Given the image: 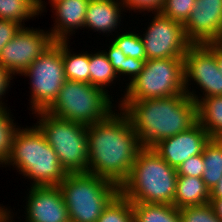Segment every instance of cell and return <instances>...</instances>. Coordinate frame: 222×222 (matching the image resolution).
<instances>
[{"label": "cell", "mask_w": 222, "mask_h": 222, "mask_svg": "<svg viewBox=\"0 0 222 222\" xmlns=\"http://www.w3.org/2000/svg\"><path fill=\"white\" fill-rule=\"evenodd\" d=\"M7 106H0V166L7 167L6 163L12 151L13 140L19 127L14 124V119ZM17 125V127H16ZM4 165V166H3Z\"/></svg>", "instance_id": "25"}, {"label": "cell", "mask_w": 222, "mask_h": 222, "mask_svg": "<svg viewBox=\"0 0 222 222\" xmlns=\"http://www.w3.org/2000/svg\"><path fill=\"white\" fill-rule=\"evenodd\" d=\"M27 127V128H26ZM19 128L6 163L30 179V186H58L67 176L54 149L34 124Z\"/></svg>", "instance_id": "3"}, {"label": "cell", "mask_w": 222, "mask_h": 222, "mask_svg": "<svg viewBox=\"0 0 222 222\" xmlns=\"http://www.w3.org/2000/svg\"><path fill=\"white\" fill-rule=\"evenodd\" d=\"M58 186L71 222H97L120 193L115 183L88 172L67 173Z\"/></svg>", "instance_id": "5"}, {"label": "cell", "mask_w": 222, "mask_h": 222, "mask_svg": "<svg viewBox=\"0 0 222 222\" xmlns=\"http://www.w3.org/2000/svg\"><path fill=\"white\" fill-rule=\"evenodd\" d=\"M108 47L109 50L107 49V51H102L107 56V59L110 61L118 77L128 76V79L131 80L135 75L137 65L130 58L125 56L122 50L118 48L112 41Z\"/></svg>", "instance_id": "28"}, {"label": "cell", "mask_w": 222, "mask_h": 222, "mask_svg": "<svg viewBox=\"0 0 222 222\" xmlns=\"http://www.w3.org/2000/svg\"><path fill=\"white\" fill-rule=\"evenodd\" d=\"M33 115L38 118L35 125L54 149L66 172H87V126L55 117L46 111L35 112Z\"/></svg>", "instance_id": "8"}, {"label": "cell", "mask_w": 222, "mask_h": 222, "mask_svg": "<svg viewBox=\"0 0 222 222\" xmlns=\"http://www.w3.org/2000/svg\"><path fill=\"white\" fill-rule=\"evenodd\" d=\"M205 45L215 54L219 71L222 74V42H210Z\"/></svg>", "instance_id": "35"}, {"label": "cell", "mask_w": 222, "mask_h": 222, "mask_svg": "<svg viewBox=\"0 0 222 222\" xmlns=\"http://www.w3.org/2000/svg\"><path fill=\"white\" fill-rule=\"evenodd\" d=\"M176 171L177 175L202 178L204 173V161L202 154H197L187 158L176 168Z\"/></svg>", "instance_id": "31"}, {"label": "cell", "mask_w": 222, "mask_h": 222, "mask_svg": "<svg viewBox=\"0 0 222 222\" xmlns=\"http://www.w3.org/2000/svg\"><path fill=\"white\" fill-rule=\"evenodd\" d=\"M196 105L200 125L211 139H222V96L201 98Z\"/></svg>", "instance_id": "19"}, {"label": "cell", "mask_w": 222, "mask_h": 222, "mask_svg": "<svg viewBox=\"0 0 222 222\" xmlns=\"http://www.w3.org/2000/svg\"><path fill=\"white\" fill-rule=\"evenodd\" d=\"M144 148L186 131L197 122L196 102L187 94L168 98L119 101Z\"/></svg>", "instance_id": "2"}, {"label": "cell", "mask_w": 222, "mask_h": 222, "mask_svg": "<svg viewBox=\"0 0 222 222\" xmlns=\"http://www.w3.org/2000/svg\"><path fill=\"white\" fill-rule=\"evenodd\" d=\"M120 101L168 98L186 94L184 59H148L137 65L134 77L126 84Z\"/></svg>", "instance_id": "6"}, {"label": "cell", "mask_w": 222, "mask_h": 222, "mask_svg": "<svg viewBox=\"0 0 222 222\" xmlns=\"http://www.w3.org/2000/svg\"><path fill=\"white\" fill-rule=\"evenodd\" d=\"M183 59L185 92L190 98L197 103L201 98L222 96V74L215 54L205 44H192ZM191 81L202 94L190 90Z\"/></svg>", "instance_id": "10"}, {"label": "cell", "mask_w": 222, "mask_h": 222, "mask_svg": "<svg viewBox=\"0 0 222 222\" xmlns=\"http://www.w3.org/2000/svg\"><path fill=\"white\" fill-rule=\"evenodd\" d=\"M179 212L181 222H221L210 203L183 207L179 209Z\"/></svg>", "instance_id": "29"}, {"label": "cell", "mask_w": 222, "mask_h": 222, "mask_svg": "<svg viewBox=\"0 0 222 222\" xmlns=\"http://www.w3.org/2000/svg\"><path fill=\"white\" fill-rule=\"evenodd\" d=\"M147 30L140 35L148 59L183 58L192 45L182 23L154 13Z\"/></svg>", "instance_id": "11"}, {"label": "cell", "mask_w": 222, "mask_h": 222, "mask_svg": "<svg viewBox=\"0 0 222 222\" xmlns=\"http://www.w3.org/2000/svg\"><path fill=\"white\" fill-rule=\"evenodd\" d=\"M89 70L90 84L102 88L105 92H109L106 88L114 83L118 78L116 71L103 51L97 53H89Z\"/></svg>", "instance_id": "24"}, {"label": "cell", "mask_w": 222, "mask_h": 222, "mask_svg": "<svg viewBox=\"0 0 222 222\" xmlns=\"http://www.w3.org/2000/svg\"><path fill=\"white\" fill-rule=\"evenodd\" d=\"M53 43L49 31L22 27L1 50L0 65L12 77L21 76Z\"/></svg>", "instance_id": "12"}, {"label": "cell", "mask_w": 222, "mask_h": 222, "mask_svg": "<svg viewBox=\"0 0 222 222\" xmlns=\"http://www.w3.org/2000/svg\"><path fill=\"white\" fill-rule=\"evenodd\" d=\"M164 3L165 0H122L124 9L126 8L127 11L135 12L137 10L136 12L139 11V13L152 11V14L160 13Z\"/></svg>", "instance_id": "32"}, {"label": "cell", "mask_w": 222, "mask_h": 222, "mask_svg": "<svg viewBox=\"0 0 222 222\" xmlns=\"http://www.w3.org/2000/svg\"><path fill=\"white\" fill-rule=\"evenodd\" d=\"M204 173L202 180L211 191L222 177V139H210L202 151Z\"/></svg>", "instance_id": "22"}, {"label": "cell", "mask_w": 222, "mask_h": 222, "mask_svg": "<svg viewBox=\"0 0 222 222\" xmlns=\"http://www.w3.org/2000/svg\"><path fill=\"white\" fill-rule=\"evenodd\" d=\"M27 194L26 222H69L68 209L59 186H30Z\"/></svg>", "instance_id": "14"}, {"label": "cell", "mask_w": 222, "mask_h": 222, "mask_svg": "<svg viewBox=\"0 0 222 222\" xmlns=\"http://www.w3.org/2000/svg\"><path fill=\"white\" fill-rule=\"evenodd\" d=\"M210 139L208 132L197 121L186 131L156 143L152 149L171 167L177 168L187 158L202 154Z\"/></svg>", "instance_id": "15"}, {"label": "cell", "mask_w": 222, "mask_h": 222, "mask_svg": "<svg viewBox=\"0 0 222 222\" xmlns=\"http://www.w3.org/2000/svg\"><path fill=\"white\" fill-rule=\"evenodd\" d=\"M59 0H49V3H51L50 5L54 4L55 2H57Z\"/></svg>", "instance_id": "39"}, {"label": "cell", "mask_w": 222, "mask_h": 222, "mask_svg": "<svg viewBox=\"0 0 222 222\" xmlns=\"http://www.w3.org/2000/svg\"><path fill=\"white\" fill-rule=\"evenodd\" d=\"M22 27L17 22L0 19V52Z\"/></svg>", "instance_id": "33"}, {"label": "cell", "mask_w": 222, "mask_h": 222, "mask_svg": "<svg viewBox=\"0 0 222 222\" xmlns=\"http://www.w3.org/2000/svg\"><path fill=\"white\" fill-rule=\"evenodd\" d=\"M136 222H181L180 212L174 205L132 202Z\"/></svg>", "instance_id": "21"}, {"label": "cell", "mask_w": 222, "mask_h": 222, "mask_svg": "<svg viewBox=\"0 0 222 222\" xmlns=\"http://www.w3.org/2000/svg\"><path fill=\"white\" fill-rule=\"evenodd\" d=\"M69 42L62 41V60L66 79L90 83L89 53L85 51L74 54L72 49L70 50Z\"/></svg>", "instance_id": "23"}, {"label": "cell", "mask_w": 222, "mask_h": 222, "mask_svg": "<svg viewBox=\"0 0 222 222\" xmlns=\"http://www.w3.org/2000/svg\"><path fill=\"white\" fill-rule=\"evenodd\" d=\"M171 167L152 148H142L120 193L131 202L173 205L177 181Z\"/></svg>", "instance_id": "4"}, {"label": "cell", "mask_w": 222, "mask_h": 222, "mask_svg": "<svg viewBox=\"0 0 222 222\" xmlns=\"http://www.w3.org/2000/svg\"><path fill=\"white\" fill-rule=\"evenodd\" d=\"M13 78L1 65H0V106H5L4 102L2 103L3 96L6 95V91L8 92V88L10 87L11 80ZM2 99V100H1Z\"/></svg>", "instance_id": "34"}, {"label": "cell", "mask_w": 222, "mask_h": 222, "mask_svg": "<svg viewBox=\"0 0 222 222\" xmlns=\"http://www.w3.org/2000/svg\"><path fill=\"white\" fill-rule=\"evenodd\" d=\"M210 203V190L202 178L178 175L173 205L177 208Z\"/></svg>", "instance_id": "18"}, {"label": "cell", "mask_w": 222, "mask_h": 222, "mask_svg": "<svg viewBox=\"0 0 222 222\" xmlns=\"http://www.w3.org/2000/svg\"><path fill=\"white\" fill-rule=\"evenodd\" d=\"M210 198H222V177L217 185L210 191Z\"/></svg>", "instance_id": "38"}, {"label": "cell", "mask_w": 222, "mask_h": 222, "mask_svg": "<svg viewBox=\"0 0 222 222\" xmlns=\"http://www.w3.org/2000/svg\"><path fill=\"white\" fill-rule=\"evenodd\" d=\"M124 9L122 0H90L87 6L84 28L94 32L112 34L118 29ZM122 12V13H121Z\"/></svg>", "instance_id": "17"}, {"label": "cell", "mask_w": 222, "mask_h": 222, "mask_svg": "<svg viewBox=\"0 0 222 222\" xmlns=\"http://www.w3.org/2000/svg\"><path fill=\"white\" fill-rule=\"evenodd\" d=\"M90 0H59L52 4L54 26L49 30L54 42L69 41L76 29H84L87 6ZM54 8V9H53Z\"/></svg>", "instance_id": "16"}, {"label": "cell", "mask_w": 222, "mask_h": 222, "mask_svg": "<svg viewBox=\"0 0 222 222\" xmlns=\"http://www.w3.org/2000/svg\"><path fill=\"white\" fill-rule=\"evenodd\" d=\"M11 213L13 212L9 208L0 205V222H13L14 215Z\"/></svg>", "instance_id": "37"}, {"label": "cell", "mask_w": 222, "mask_h": 222, "mask_svg": "<svg viewBox=\"0 0 222 222\" xmlns=\"http://www.w3.org/2000/svg\"><path fill=\"white\" fill-rule=\"evenodd\" d=\"M104 120L87 126V172L120 187L129 177L143 148L128 116L119 109Z\"/></svg>", "instance_id": "1"}, {"label": "cell", "mask_w": 222, "mask_h": 222, "mask_svg": "<svg viewBox=\"0 0 222 222\" xmlns=\"http://www.w3.org/2000/svg\"><path fill=\"white\" fill-rule=\"evenodd\" d=\"M30 78L32 114L46 111L57 98L65 77L62 41L54 42L22 74Z\"/></svg>", "instance_id": "9"}, {"label": "cell", "mask_w": 222, "mask_h": 222, "mask_svg": "<svg viewBox=\"0 0 222 222\" xmlns=\"http://www.w3.org/2000/svg\"><path fill=\"white\" fill-rule=\"evenodd\" d=\"M112 101V96L102 88L90 83L66 80L46 112L89 126L106 119L114 111L116 106Z\"/></svg>", "instance_id": "7"}, {"label": "cell", "mask_w": 222, "mask_h": 222, "mask_svg": "<svg viewBox=\"0 0 222 222\" xmlns=\"http://www.w3.org/2000/svg\"><path fill=\"white\" fill-rule=\"evenodd\" d=\"M196 0H165L161 14L182 24L189 18Z\"/></svg>", "instance_id": "30"}, {"label": "cell", "mask_w": 222, "mask_h": 222, "mask_svg": "<svg viewBox=\"0 0 222 222\" xmlns=\"http://www.w3.org/2000/svg\"><path fill=\"white\" fill-rule=\"evenodd\" d=\"M210 204L213 206L216 216L222 222V198H210Z\"/></svg>", "instance_id": "36"}, {"label": "cell", "mask_w": 222, "mask_h": 222, "mask_svg": "<svg viewBox=\"0 0 222 222\" xmlns=\"http://www.w3.org/2000/svg\"><path fill=\"white\" fill-rule=\"evenodd\" d=\"M113 39L112 42L136 65L142 64L147 60L140 33L127 30L124 33L122 32V34L117 32V36Z\"/></svg>", "instance_id": "26"}, {"label": "cell", "mask_w": 222, "mask_h": 222, "mask_svg": "<svg viewBox=\"0 0 222 222\" xmlns=\"http://www.w3.org/2000/svg\"><path fill=\"white\" fill-rule=\"evenodd\" d=\"M45 3L42 0H0V19L11 20L25 27V21L46 11Z\"/></svg>", "instance_id": "20"}, {"label": "cell", "mask_w": 222, "mask_h": 222, "mask_svg": "<svg viewBox=\"0 0 222 222\" xmlns=\"http://www.w3.org/2000/svg\"><path fill=\"white\" fill-rule=\"evenodd\" d=\"M132 202L119 193L104 209L97 222H133Z\"/></svg>", "instance_id": "27"}, {"label": "cell", "mask_w": 222, "mask_h": 222, "mask_svg": "<svg viewBox=\"0 0 222 222\" xmlns=\"http://www.w3.org/2000/svg\"><path fill=\"white\" fill-rule=\"evenodd\" d=\"M183 26L192 44L222 42V0H196Z\"/></svg>", "instance_id": "13"}]
</instances>
